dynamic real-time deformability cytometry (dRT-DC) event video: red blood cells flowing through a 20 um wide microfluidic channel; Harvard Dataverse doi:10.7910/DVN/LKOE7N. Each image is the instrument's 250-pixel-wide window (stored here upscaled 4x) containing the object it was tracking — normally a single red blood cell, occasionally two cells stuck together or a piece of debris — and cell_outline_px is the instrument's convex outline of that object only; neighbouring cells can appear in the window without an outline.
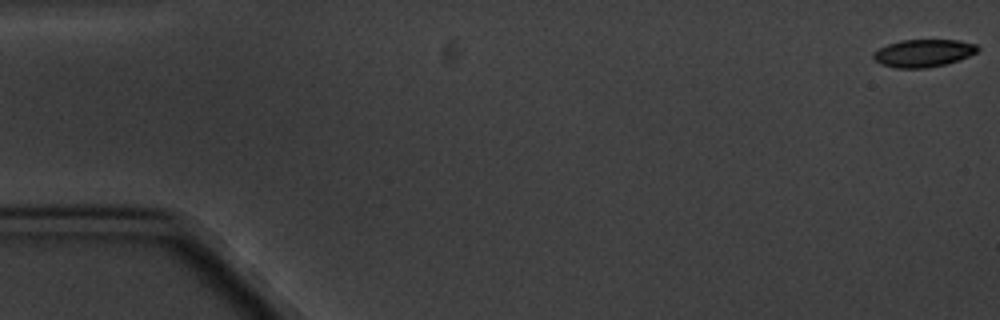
{"species": "common noctule bat (a hibernating species)", "species_latin": "Nyctalus noctula", "temperature_condition": "cold", "stored_images_in_passage": 9, "camera_frame_rate_fps": 3000, "um_per_image_px": 0.085, "animal": {"sex": "male", "body_mass_g": 20.1, "forearm_length_mm": 53.5}, "frame": {"image": 1, "passage_image": 1, "time_ms": 0.0, "image_size_px": [1000, 320], "cell_outline_px": [[980, 48], [976, 52], [968, 56], [944, 64], [924, 68], [896, 68], [880, 64], [872, 56], [872, 52], [888, 44], [900, 40], [960, 40], [976, 44]], "centroid_in_image_um": [78.46, 4.5], "position_along_channel_um": 6.5, "area_um2": 16.65}}